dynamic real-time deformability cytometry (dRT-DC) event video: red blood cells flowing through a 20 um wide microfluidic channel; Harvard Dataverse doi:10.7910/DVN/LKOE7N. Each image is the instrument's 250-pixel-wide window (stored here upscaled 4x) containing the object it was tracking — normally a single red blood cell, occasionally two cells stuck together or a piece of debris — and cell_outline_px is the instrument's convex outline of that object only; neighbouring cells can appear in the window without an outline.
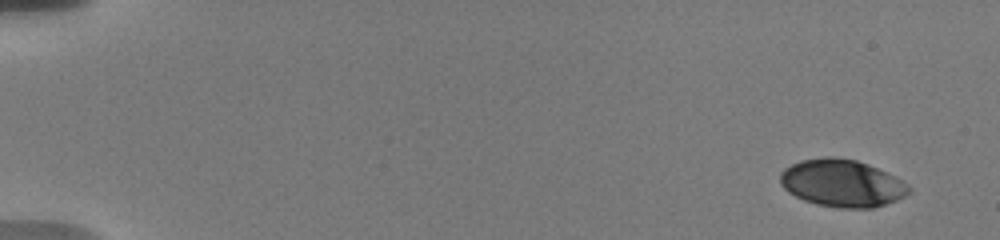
{"species": "human", "species_latin": "Homo sapiens", "temperature_condition": "warm", "stored_images_in_passage": 14, "camera_frame_rate_fps": 3000, "um_per_image_px": 0.085, "donor": {"sex": "male"}, "frame": {"image": 1, "passage_image": 1, "time_ms": 0.0, "image_size_px": [1000, 240], "cell_outline_px": [[912, 192], [896, 200], [872, 208], [840, 208], [816, 204], [804, 200], [788, 192], [780, 184], [780, 172], [784, 168], [800, 160], [824, 156], [832, 156], [856, 160], [868, 164], [908, 184], [912, 188]], "centroid_in_image_um": [71.54, 15.57], "position_along_channel_um": 13.5, "area_um2": 35.49}}
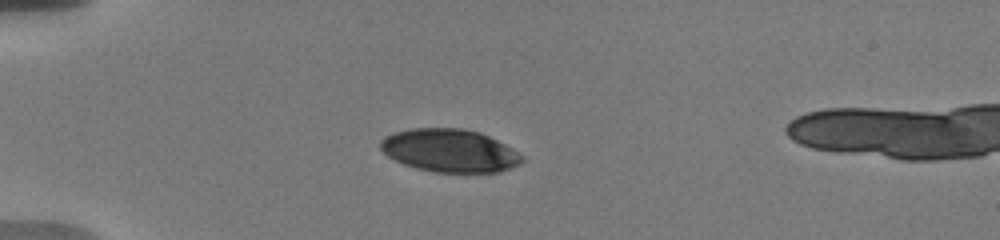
{"frame": {"image": 2, "passage_image": 10, "time_ms": 4.333, "image_size_px": [1000, 240], "cell_outline_px": [[524, 160], [520, 164], [500, 172], [432, 172], [416, 168], [404, 164], [388, 156], [380, 148], [380, 140], [396, 132], [412, 128], [460, 128], [480, 132], [520, 152], [524, 156]], "centroid_in_image_um": [38.25, 12.81], "position_along_channel_um": 46.7, "area_um2": 35.37}}
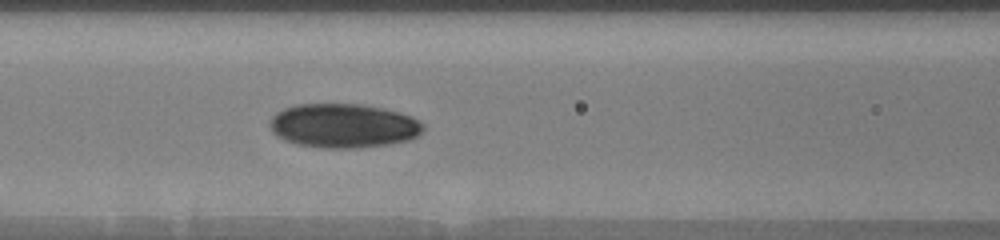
{"frame": {"image": 3, "passage_image": 14, "time_ms": 7.667, "image_size_px": [1000, 240], "cell_outline_px": [[424, 128], [420, 136], [408, 140], [388, 144], [360, 148], [324, 148], [296, 144], [284, 140], [276, 136], [272, 132], [268, 124], [268, 120], [276, 112], [284, 108], [296, 104], [360, 104], [384, 108], [400, 112], [412, 116], [424, 124]], "centroid_in_image_um": [29.18, 10.69], "position_along_channel_um": 137.4, "area_um2": 40.0}}